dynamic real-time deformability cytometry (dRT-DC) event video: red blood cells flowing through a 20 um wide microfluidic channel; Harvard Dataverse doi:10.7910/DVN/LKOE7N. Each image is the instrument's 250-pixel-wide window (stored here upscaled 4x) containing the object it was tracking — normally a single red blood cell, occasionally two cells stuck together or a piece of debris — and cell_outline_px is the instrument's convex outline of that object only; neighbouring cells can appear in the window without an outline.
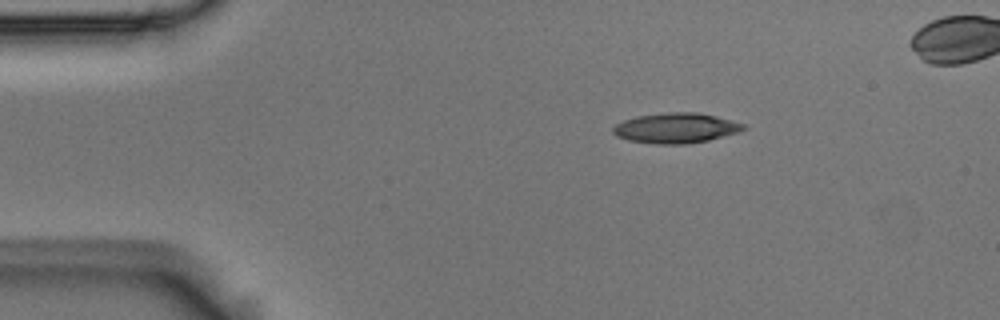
{"species": "Egyptian fruit bat (a non-hibernating species)", "species_latin": "Rousettus aegyptiacus", "temperature_condition": "room temperature", "stored_images_in_passage": 5, "camera_frame_rate_fps": 3000, "um_per_image_px": 0.085, "animal": {"sex": "male"}, "frame": {"image": 1, "passage_image": 2, "time_ms": 0.333, "image_size_px": [1000, 320], "cell_outline_px": [[744, 128], [740, 132], [708, 140], [684, 144], [656, 144], [628, 140], [616, 136], [612, 132], [612, 128], [616, 124], [624, 120], [636, 116], [664, 112], [696, 112], [716, 116], [744, 124]], "centroid_in_image_um": [57.41, 10.88], "position_along_channel_um": 27.6, "area_um2": 22.89}}